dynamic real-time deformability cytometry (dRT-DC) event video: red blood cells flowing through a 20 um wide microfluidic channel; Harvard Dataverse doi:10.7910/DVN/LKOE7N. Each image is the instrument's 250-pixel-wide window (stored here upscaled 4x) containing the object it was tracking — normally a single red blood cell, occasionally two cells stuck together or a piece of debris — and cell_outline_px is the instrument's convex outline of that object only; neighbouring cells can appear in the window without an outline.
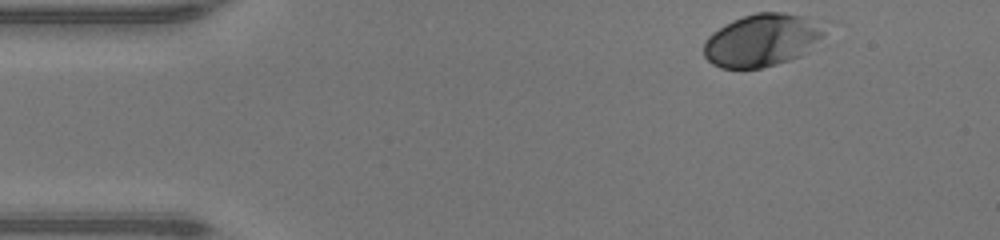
{"species": "human", "species_latin": "Homo sapiens", "temperature_condition": "warm", "stored_images_in_passage": 44, "camera_frame_rate_fps": 3000, "um_per_image_px": 0.085, "donor": {"sex": "male"}, "frame": {"image": 1, "passage_image": 1, "time_ms": 0.0, "image_size_px": [1000, 240], "cell_outline_px": [[840, 24], [808, 52], [800, 56], [776, 64], [760, 68], [720, 68], [712, 64], [704, 56], [704, 40], [712, 32], [744, 16], [756, 12], [784, 12], [836, 20]], "centroid_in_image_um": [65.06, 3.35], "position_along_channel_um": 19.9, "area_um2": 38.96}}
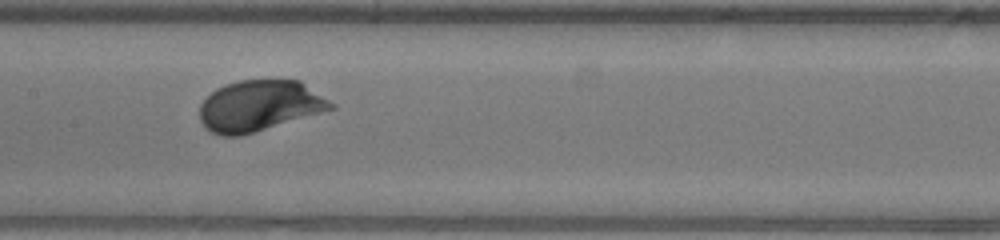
{"frame": {"image": 2, "passage_image": 19, "time_ms": 6.0, "image_size_px": [1000, 240], "cell_outline_px": [[336, 108], [240, 136], [220, 136], [212, 132], [200, 120], [200, 104], [216, 88], [224, 84], [240, 80], [300, 80], [336, 104]], "centroid_in_image_um": [22.07, 8.98], "position_along_channel_um": 185.3, "area_um2": 38.78}}
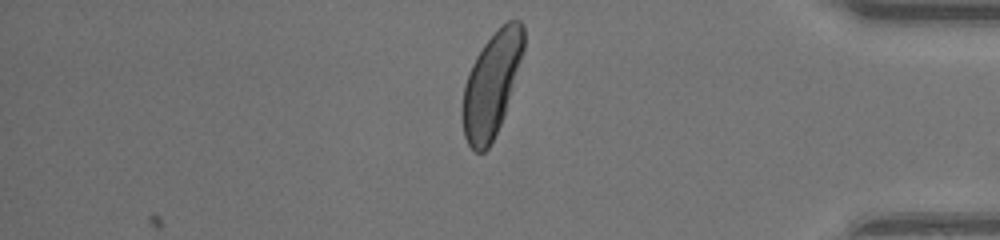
{"frame": {"image": 3, "passage_image": 36, "time_ms": 11.667, "image_size_px": [1000, 240], "cell_outline_px": [[524, 52], [504, 116], [488, 148], [484, 152], [476, 152], [468, 144], [464, 136], [464, 84], [468, 72], [476, 56], [484, 44], [508, 20], [520, 20], [524, 24]], "centroid_in_image_um": [41.81, 7.15], "position_along_channel_um": 393.4, "area_um2": 36.36}, "authors_computed_cell_mechanics": {"area_um2": 38.2636, "velocity_mm_per_s": 4.225, "shape_relaxation_time_tau1_ms": 1.3111, "shape_relaxation_time_tau2_ms": null, "deformation_change_tau1": 0.1138, "deformation_change_tau2": null}}